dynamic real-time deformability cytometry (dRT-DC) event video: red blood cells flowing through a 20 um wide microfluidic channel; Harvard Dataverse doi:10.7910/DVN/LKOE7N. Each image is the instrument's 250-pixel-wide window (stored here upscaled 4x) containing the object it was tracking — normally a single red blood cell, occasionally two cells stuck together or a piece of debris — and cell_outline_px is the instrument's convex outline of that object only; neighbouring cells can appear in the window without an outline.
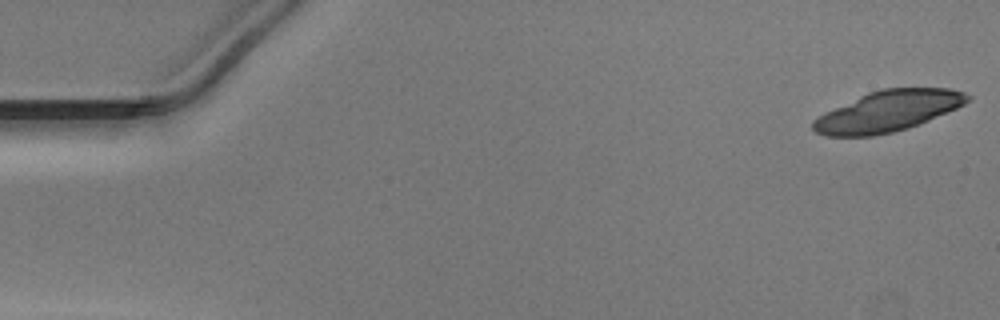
{"species": "Egyptian fruit bat (a non-hibernating species)", "species_latin": "Rousettus aegyptiacus", "temperature_condition": "warm", "stored_images_in_passage": 18, "camera_frame_rate_fps": 3000, "um_per_image_px": 0.085, "animal": {"sex": "male"}, "frame": {"image": 1, "passage_image": 1, "time_ms": 0.0, "image_size_px": [1000, 320], "cell_outline_px": [[972, 96], [964, 104], [956, 108], [928, 120], [908, 128], [892, 132], [872, 136], [824, 136], [816, 132], [812, 128], [812, 120], [824, 112], [868, 92], [884, 88], [948, 88], [964, 92]], "centroid_in_image_um": [75.44, 9.45], "position_along_channel_um": 9.6, "area_um2": 36.53}}